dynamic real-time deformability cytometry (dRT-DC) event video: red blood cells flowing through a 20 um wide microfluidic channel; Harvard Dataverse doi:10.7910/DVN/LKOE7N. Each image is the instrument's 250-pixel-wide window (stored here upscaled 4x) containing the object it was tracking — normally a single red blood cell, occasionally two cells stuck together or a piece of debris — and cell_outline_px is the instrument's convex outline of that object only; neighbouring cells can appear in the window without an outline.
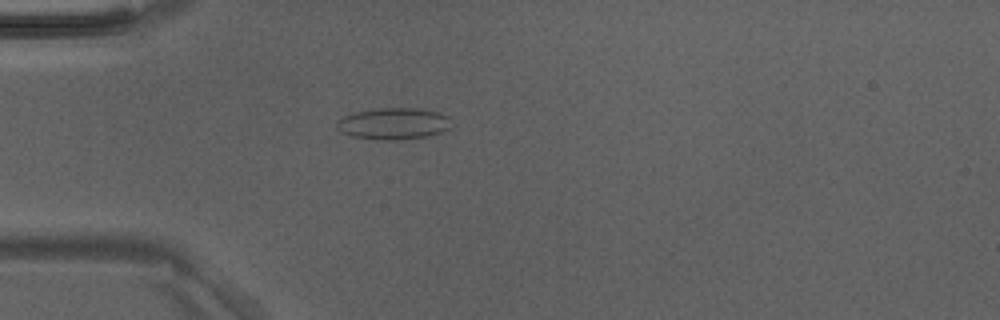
{"species": "Egyptian fruit bat (a non-hibernating species)", "species_latin": "Rousettus aegyptiacus", "temperature_condition": "room temperature", "stored_images_in_passage": 48, "camera_frame_rate_fps": 3000, "um_per_image_px": 0.085, "animal": {"sex": "male"}, "frame": {"image": 1, "passage_image": 14, "time_ms": 4.333, "image_size_px": [1000, 320], "cell_outline_px": [[448, 128], [444, 132], [428, 136], [396, 140], [376, 140], [352, 136], [340, 132], [336, 128], [336, 120], [344, 116], [356, 112], [376, 108], [420, 108], [440, 112], [448, 116]], "centroid_in_image_um": [33.41, 10.51], "position_along_channel_um": 51.6, "area_um2": 21.27}}
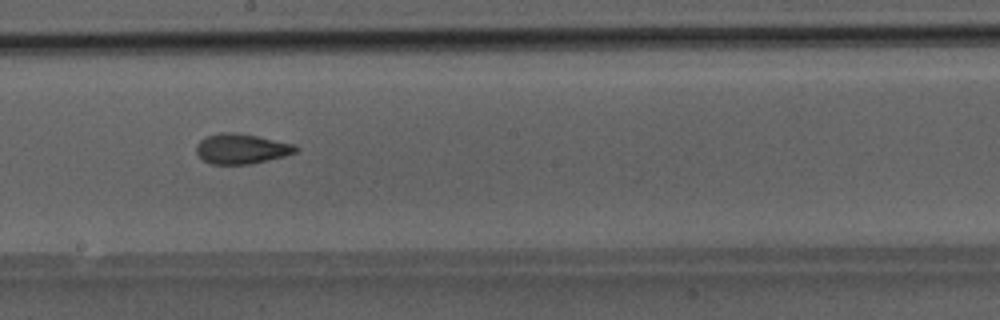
{"frame": {"image": 2, "passage_image": 27, "time_ms": 8.667, "image_size_px": [1000, 320], "cell_outline_px": [[300, 148], [296, 152], [284, 156], [252, 164], [212, 164], [204, 160], [196, 152], [196, 144], [200, 140], [208, 136], [220, 132], [236, 132], [296, 144]], "centroid_in_image_um": [20.54, 12.64], "position_along_channel_um": 227.7, "area_um2": 17.46}}
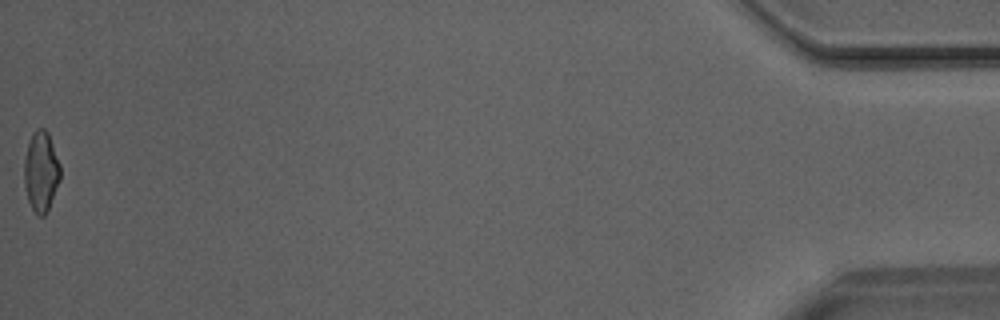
{"frame": {"image": 3, "passage_image": 48, "time_ms": 15.667, "image_size_px": [1000, 320], "cell_outline_px": [[60, 180], [48, 208], [44, 216], [40, 216], [32, 208], [28, 200], [24, 184], [24, 160], [28, 144], [32, 132], [36, 128], [44, 128], [48, 132], [60, 164]], "centroid_in_image_um": [3.48, 14.54], "position_along_channel_um": 431.7, "area_um2": 16.76}}